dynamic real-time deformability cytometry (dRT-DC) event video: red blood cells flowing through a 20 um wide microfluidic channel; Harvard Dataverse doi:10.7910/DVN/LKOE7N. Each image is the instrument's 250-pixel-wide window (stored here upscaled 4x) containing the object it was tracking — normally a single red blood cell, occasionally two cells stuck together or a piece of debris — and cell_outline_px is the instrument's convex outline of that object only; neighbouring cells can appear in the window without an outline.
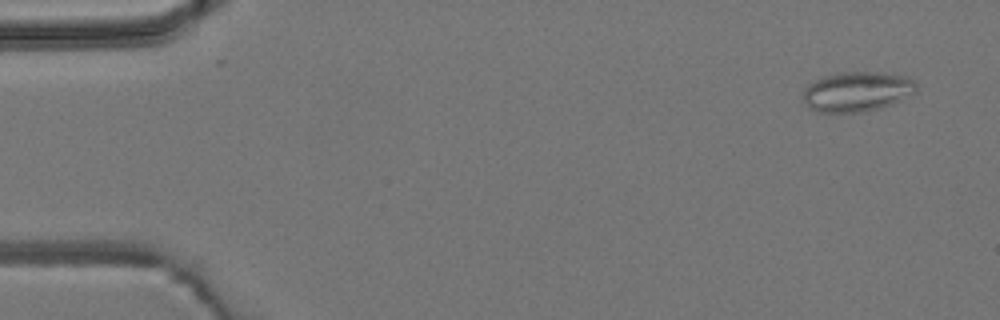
{"species": "common noctule bat (a hibernating species)", "species_latin": "Nyctalus noctula", "temperature_condition": "room temperature", "stored_images_in_passage": 6, "camera_frame_rate_fps": 3000, "um_per_image_px": 0.085, "animal": {"sex": "male", "body_mass_g": 19.2, "forearm_length_mm": 51.8}, "frame": {"image": 1, "passage_image": 1, "time_ms": 0.0, "image_size_px": [1000, 320], "cell_outline_px": [[916, 92], [892, 104], [880, 108], [860, 112], [820, 112], [808, 108], [804, 100], [804, 88], [808, 84], [824, 76], [840, 72], [884, 72], [908, 76], [916, 80]], "centroid_in_image_um": [72.88, 7.77], "position_along_channel_um": 12.1, "area_um2": 26.47}}